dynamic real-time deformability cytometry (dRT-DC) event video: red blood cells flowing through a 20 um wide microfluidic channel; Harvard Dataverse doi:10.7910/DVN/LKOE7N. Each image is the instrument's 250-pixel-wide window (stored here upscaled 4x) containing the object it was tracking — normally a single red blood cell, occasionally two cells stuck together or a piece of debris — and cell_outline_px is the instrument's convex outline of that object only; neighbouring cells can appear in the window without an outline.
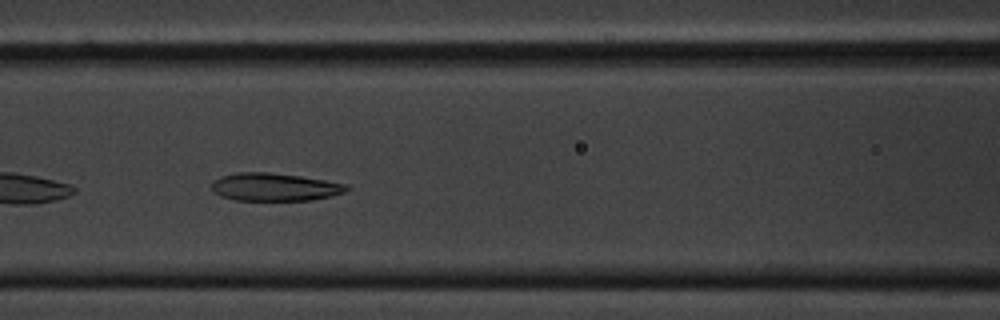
{"species": "common noctule bat (a hibernating species)", "species_latin": "Nyctalus noctula", "temperature_condition": "cold", "stored_images_in_passage": 52, "camera_frame_rate_fps": 3000, "um_per_image_px": 0.085, "animal": {"sex": "male", "body_mass_g": 20.1, "forearm_length_mm": 53.5}, "frame": {"image": 1, "passage_image": 20, "time_ms": 6.333, "image_size_px": [1000, 320], "cell_outline_px": [[352, 188], [344, 192], [332, 196], [312, 200], [232, 200], [220, 196], [212, 192], [212, 180], [220, 176], [236, 172], [268, 172], [300, 176], [348, 184]], "centroid_in_image_um": [23.32, 15.89], "position_along_channel_um": 143.3, "area_um2": 22.2}}
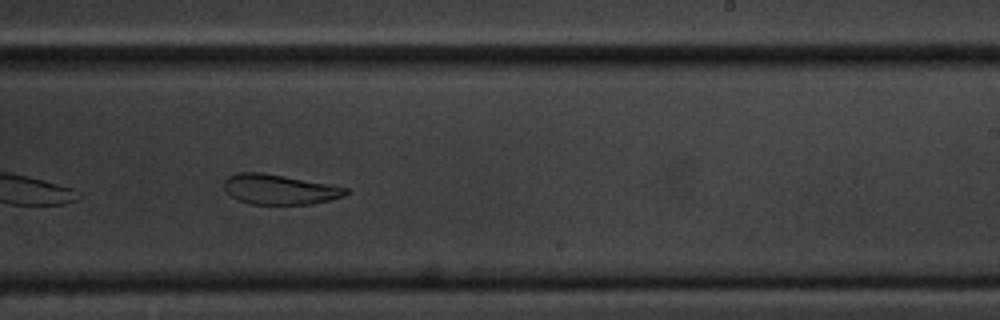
{"frame": {"image": 2, "passage_image": 31, "time_ms": 10.0, "image_size_px": [1000, 320], "cell_outline_px": [[348, 192], [344, 196], [332, 200], [312, 204], [252, 204], [240, 200], [232, 196], [224, 188], [224, 180], [228, 176], [236, 172], [264, 172], [328, 184], [348, 188]], "centroid_in_image_um": [23.76, 16.09], "position_along_channel_um": 265.2, "area_um2": 21.27}}
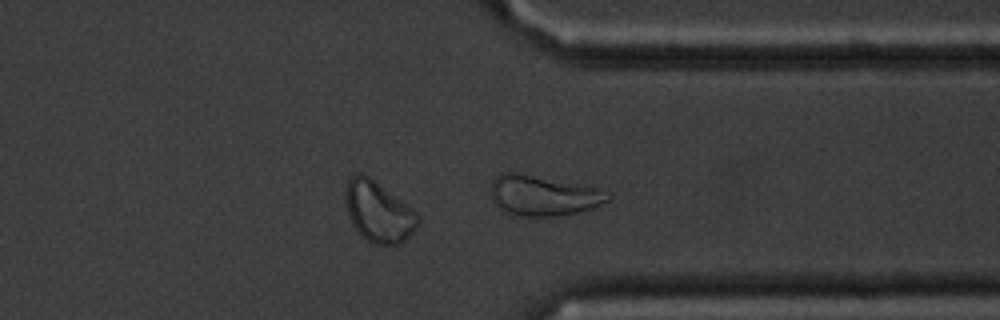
{"frame": {"image": 3, "passage_image": 40, "time_ms": 13.0, "image_size_px": [1000, 320], "cell_outline_px": [[612, 196], [608, 200], [592, 208], [580, 212], [560, 216], [520, 216], [504, 212], [496, 208], [492, 200], [492, 180], [500, 172], [516, 172], [596, 188], [612, 192]], "centroid_in_image_um": [46.15, 16.64], "position_along_channel_um": 365.2, "area_um2": 27.57}, "authors_computed_cell_mechanics": {"area_um2": 23.9292, "velocity_mm_per_s": 3.3352, "shape_relaxation_time_tau1_ms": 6.2106, "shape_relaxation_time_tau2_ms": 4.0254, "deformation_change_tau1": 0.1399, "deformation_change_tau2": 0.1009}}